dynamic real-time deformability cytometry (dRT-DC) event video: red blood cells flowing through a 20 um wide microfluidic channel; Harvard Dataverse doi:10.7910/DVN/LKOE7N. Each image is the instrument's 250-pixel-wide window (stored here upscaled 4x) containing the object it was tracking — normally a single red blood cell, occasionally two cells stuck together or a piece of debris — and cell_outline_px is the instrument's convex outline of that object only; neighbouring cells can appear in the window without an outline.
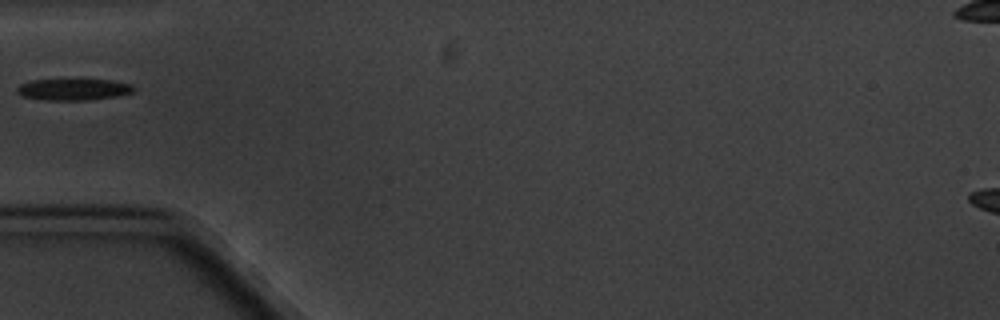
{"species": "common noctule bat (a hibernating species)", "species_latin": "Nyctalus noctula", "temperature_condition": "cold", "stored_images_in_passage": 1, "camera_frame_rate_fps": 3000, "um_per_image_px": 0.085, "animal": {"sex": "male", "body_mass_g": 20.1, "forearm_length_mm": 53.5}, "frame": {"image": 1, "passage_image": 1, "time_ms": 0.0, "image_size_px": [1000, 320], "cell_outline_px": [[136, 88], [132, 92], [116, 96], [88, 100], [44, 100], [20, 96], [16, 92], [16, 88], [20, 84], [32, 80], [112, 80], [132, 84]], "centroid_in_image_um": [6.22, 7.61], "position_along_channel_um": 78.8, "area_um2": 14.62}}